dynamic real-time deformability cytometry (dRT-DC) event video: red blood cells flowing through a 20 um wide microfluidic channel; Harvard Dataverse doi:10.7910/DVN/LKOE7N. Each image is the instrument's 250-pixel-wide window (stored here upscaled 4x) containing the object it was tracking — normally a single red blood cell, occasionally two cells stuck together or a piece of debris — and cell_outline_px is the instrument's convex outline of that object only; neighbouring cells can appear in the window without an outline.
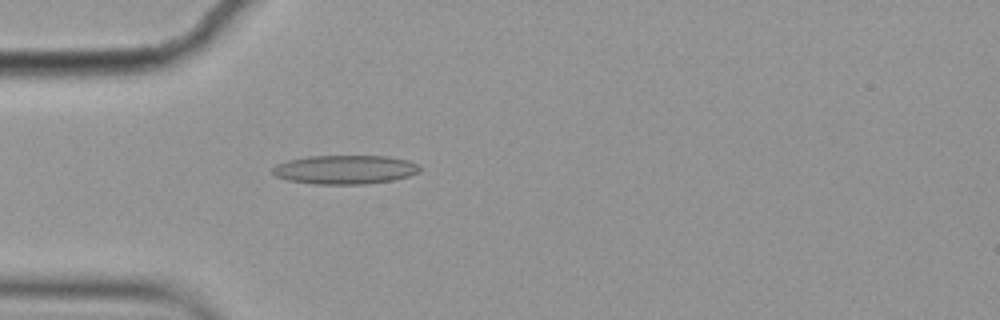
{"species": "common noctule bat (a hibernating species)", "species_latin": "Nyctalus noctula", "temperature_condition": "cold", "stored_images_in_passage": 4, "camera_frame_rate_fps": 3000, "um_per_image_px": 0.085, "animal": {"sex": "female", "body_mass_g": 19.9}, "frame": {"image": 1, "passage_image": 4, "time_ms": 1.0, "image_size_px": [1000, 320], "cell_outline_px": [[420, 172], [408, 176], [392, 180], [364, 184], [316, 184], [288, 180], [276, 176], [272, 172], [272, 168], [276, 164], [288, 160], [308, 156], [388, 156], [408, 160], [416, 164], [420, 168]], "centroid_in_image_um": [29.31, 14.41], "position_along_channel_um": 55.7, "area_um2": 24.74}}